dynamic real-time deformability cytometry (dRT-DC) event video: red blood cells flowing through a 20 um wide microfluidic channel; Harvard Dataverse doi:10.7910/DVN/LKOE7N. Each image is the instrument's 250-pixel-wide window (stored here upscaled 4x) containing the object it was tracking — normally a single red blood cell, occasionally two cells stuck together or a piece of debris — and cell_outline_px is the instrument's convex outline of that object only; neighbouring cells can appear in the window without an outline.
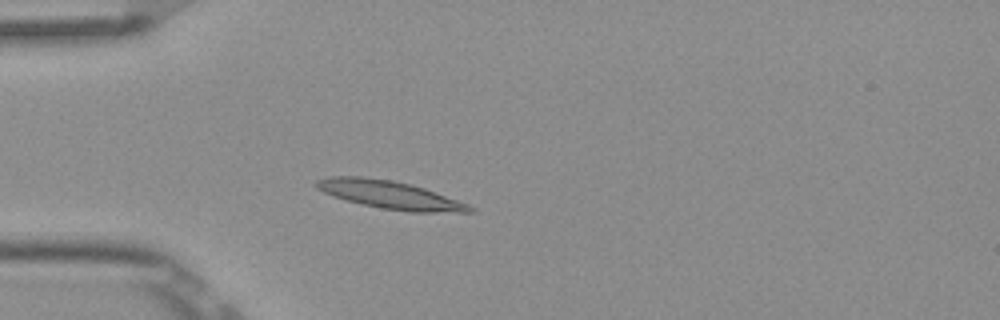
{"species": "Egyptian fruit bat (a non-hibernating species)", "species_latin": "Rousettus aegyptiacus", "temperature_condition": "room temperature", "stored_images_in_passage": 4, "camera_frame_rate_fps": 3000, "um_per_image_px": 0.085, "frame": {"image": 1, "passage_image": 4, "time_ms": 1.0, "image_size_px": [1000, 320], "cell_outline_px": [[476, 212], [412, 212], [380, 208], [332, 196], [316, 188], [312, 184], [316, 180], [328, 176], [360, 176], [392, 180], [424, 188], [468, 204], [476, 208]], "centroid_in_image_um": [33.12, 16.55], "position_along_channel_um": 51.9, "area_um2": 24.91}}